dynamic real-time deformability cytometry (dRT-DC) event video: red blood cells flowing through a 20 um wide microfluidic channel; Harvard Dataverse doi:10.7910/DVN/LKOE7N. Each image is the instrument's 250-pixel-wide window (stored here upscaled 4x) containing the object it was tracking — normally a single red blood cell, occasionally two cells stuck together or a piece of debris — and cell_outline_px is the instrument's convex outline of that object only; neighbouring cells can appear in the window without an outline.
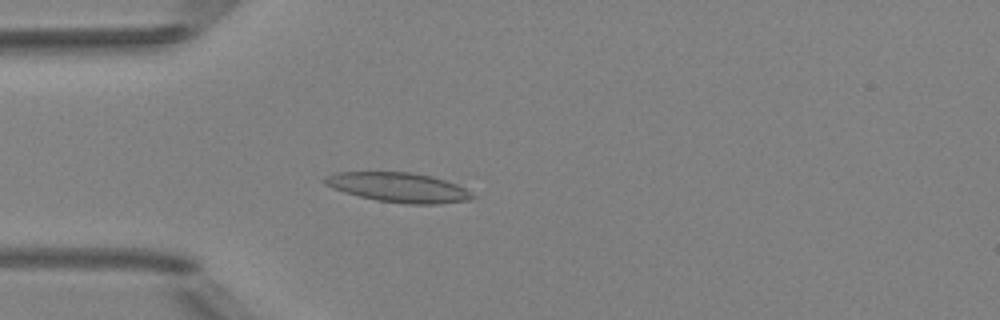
{"species": "Egyptian fruit bat (a non-hibernating species)", "species_latin": "Rousettus aegyptiacus", "temperature_condition": "room temperature", "stored_images_in_passage": 3, "camera_frame_rate_fps": 3000, "um_per_image_px": 0.085, "animal": {"sex": "female"}, "frame": {"image": 1, "passage_image": 3, "time_ms": 3.333, "image_size_px": [1000, 320], "cell_outline_px": [[476, 196], [468, 200], [436, 204], [408, 204], [376, 200], [344, 192], [324, 184], [320, 180], [324, 176], [336, 172], [412, 172], [432, 176], [456, 184], [464, 188]], "centroid_in_image_um": [33.83, 15.92], "position_along_channel_um": 51.2, "area_um2": 25.43}}